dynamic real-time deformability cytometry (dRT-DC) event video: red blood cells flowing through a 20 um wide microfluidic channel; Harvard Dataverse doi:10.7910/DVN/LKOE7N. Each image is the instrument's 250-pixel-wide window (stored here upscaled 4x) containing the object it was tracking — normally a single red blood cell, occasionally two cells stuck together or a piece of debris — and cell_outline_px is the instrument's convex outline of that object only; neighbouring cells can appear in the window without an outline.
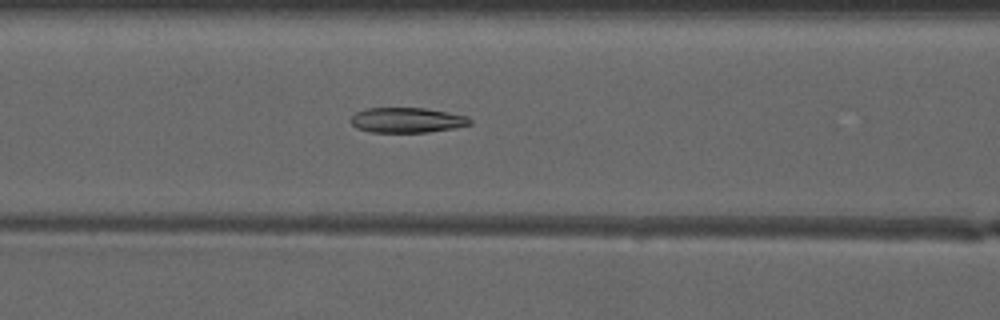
{"species": "common noctule bat (a hibernating species)", "species_latin": "Nyctalus noctula", "temperature_condition": "warm", "stored_images_in_passage": 48, "camera_frame_rate_fps": 3000, "um_per_image_px": 0.085, "animal": {"sex": "male", "forearm_length_mm": 52.5}, "frame": {"image": 1, "passage_image": 20, "time_ms": 6.333, "image_size_px": [1000, 320], "cell_outline_px": [[472, 124], [456, 128], [428, 132], [368, 132], [356, 128], [348, 120], [356, 112], [364, 108], [424, 108], [448, 112], [468, 116], [472, 120]], "centroid_in_image_um": [34.59, 10.21], "position_along_channel_um": 132.0, "area_um2": 17.69}}
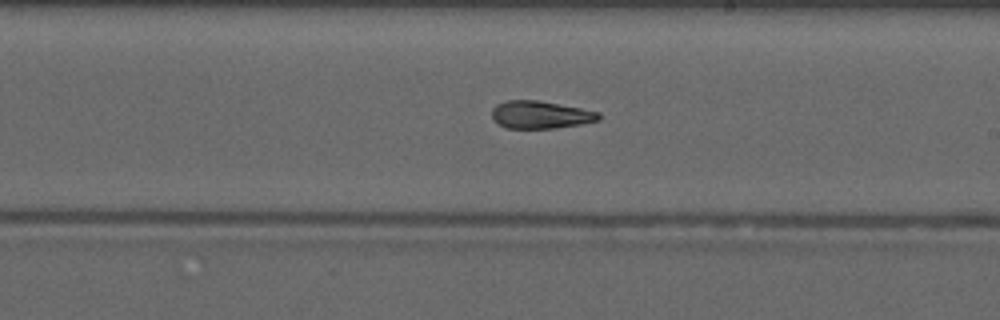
{"frame": {"image": 2, "passage_image": 28, "time_ms": 9.0, "image_size_px": [1000, 320], "cell_outline_px": [[600, 120], [580, 124], [556, 128], [508, 128], [492, 120], [492, 108], [496, 104], [508, 100], [536, 100], [580, 108], [600, 112]], "centroid_in_image_um": [45.92, 9.75], "position_along_channel_um": 243.1, "area_um2": 17.11}}
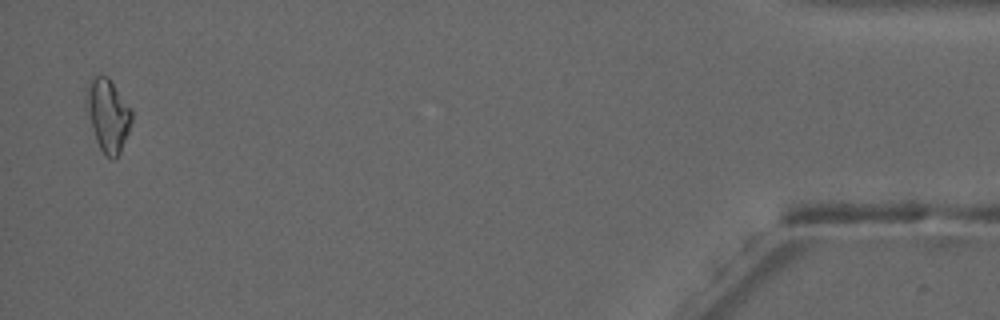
{"frame": {"image": 3, "passage_image": 47, "time_ms": 15.333, "image_size_px": [1000, 320], "cell_outline_px": [[132, 120], [128, 132], [120, 152], [116, 160], [112, 160], [100, 148], [96, 140], [84, 108], [84, 88], [92, 76], [108, 76], [132, 112]], "centroid_in_image_um": [9.1, 9.76], "position_along_channel_um": 426.1, "area_um2": 19.42}, "authors_computed_cell_mechanics": {"area_um2": 17.9469, "velocity_mm_per_s": 4.1725, "shape_relaxation_time_tau1_ms": null, "shape_relaxation_time_tau2_ms": 6.0018, "deformation_change_tau1": null, "deformation_change_tau2": 0.1399}}